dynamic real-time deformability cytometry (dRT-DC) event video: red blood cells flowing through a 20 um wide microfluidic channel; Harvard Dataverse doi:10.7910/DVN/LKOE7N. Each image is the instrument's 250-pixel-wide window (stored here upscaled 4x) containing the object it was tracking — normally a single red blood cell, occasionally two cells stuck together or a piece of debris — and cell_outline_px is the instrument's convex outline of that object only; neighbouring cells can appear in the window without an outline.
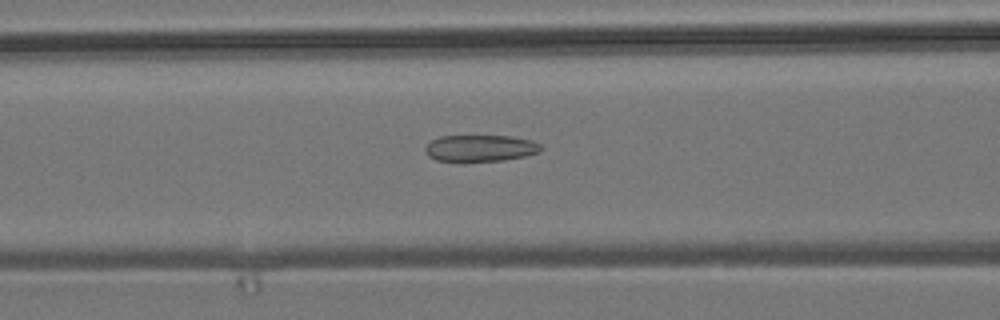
{"species": "common noctule bat (a hibernating species)", "species_latin": "Nyctalus noctula", "temperature_condition": "room temperature", "stored_images_in_passage": 54, "camera_frame_rate_fps": 3000, "um_per_image_px": 0.085, "animal": {"sex": "male", "body_mass_g": 19.2, "forearm_length_mm": 51.8}, "frame": {"image": 1, "passage_image": 22, "time_ms": 7.0, "image_size_px": [1000, 320], "cell_outline_px": [[544, 148], [540, 152], [524, 156], [504, 160], [436, 160], [428, 156], [424, 152], [424, 148], [432, 140], [440, 136], [512, 136], [532, 140], [540, 144]], "centroid_in_image_um": [40.86, 12.57], "position_along_channel_um": 125.7, "area_um2": 17.74}}
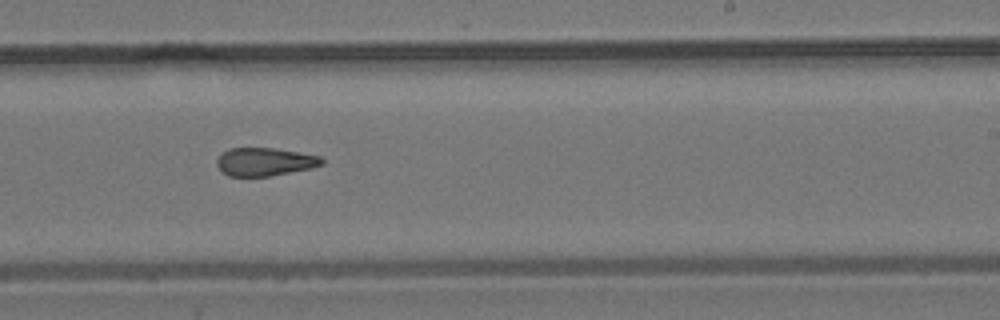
{"frame": {"image": 2, "passage_image": 33, "time_ms": 10.667, "image_size_px": [1000, 320], "cell_outline_px": [[324, 164], [312, 168], [268, 176], [228, 176], [220, 172], [216, 164], [216, 160], [228, 148], [276, 148], [320, 156], [324, 160]], "centroid_in_image_um": [22.49, 13.75], "position_along_channel_um": 266.5, "area_um2": 17.28}}
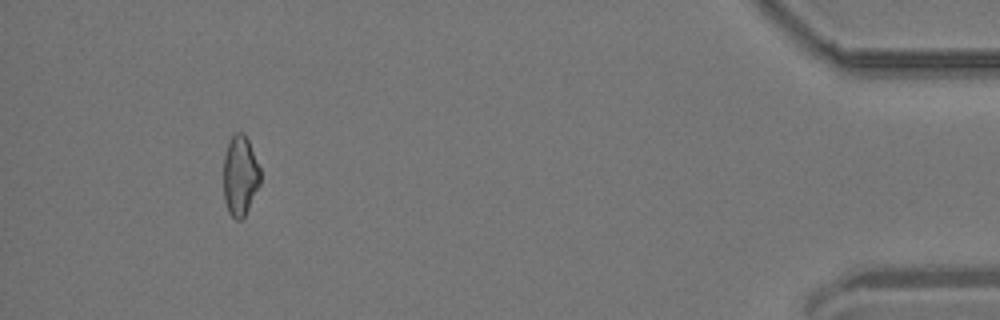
{"frame": {"image": 3, "passage_image": 50, "time_ms": 16.333, "image_size_px": [1000, 320], "cell_outline_px": [[260, 184], [244, 216], [240, 220], [236, 220], [228, 212], [224, 200], [224, 156], [228, 144], [232, 136], [236, 132], [244, 132], [248, 140], [260, 168]], "centroid_in_image_um": [20.41, 14.93], "position_along_channel_um": 414.8, "area_um2": 17.05}, "authors_computed_cell_mechanics": {"area_um2": 18.2648, "velocity_mm_per_s": 3.8462, "shape_relaxation_time_tau1_ms": null, "shape_relaxation_time_tau2_ms": 3.6607, "deformation_change_tau1": null, "deformation_change_tau2": 0.1284}}